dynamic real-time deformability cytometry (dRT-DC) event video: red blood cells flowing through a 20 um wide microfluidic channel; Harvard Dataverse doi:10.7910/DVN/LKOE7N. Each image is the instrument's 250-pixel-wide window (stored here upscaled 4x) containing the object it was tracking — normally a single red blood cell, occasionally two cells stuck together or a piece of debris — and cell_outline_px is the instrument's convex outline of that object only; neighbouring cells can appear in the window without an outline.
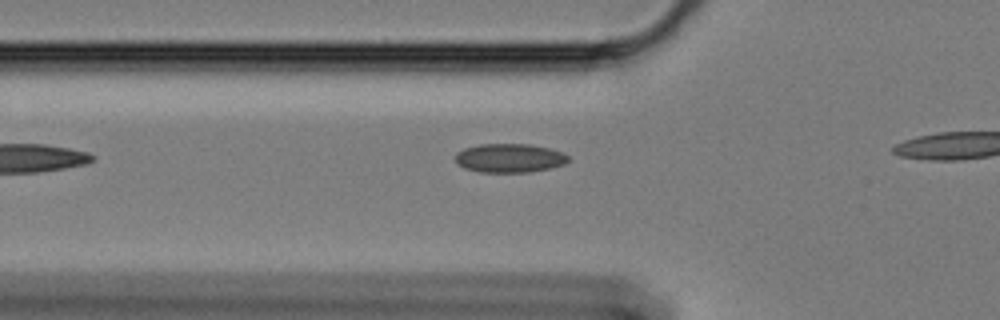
{"species": "Egyptian fruit bat (a non-hibernating species)", "species_latin": "Rousettus aegyptiacus", "temperature_condition": "cold", "stored_images_in_passage": 21, "camera_frame_rate_fps": 3000, "um_per_image_px": 0.085, "animal": {"sex": "female"}, "frame": {"image": 1, "passage_image": 5, "time_ms": 1.333, "image_size_px": [1000, 320], "cell_outline_px": [[568, 160], [564, 164], [548, 168], [528, 172], [480, 172], [464, 168], [456, 160], [456, 152], [464, 148], [480, 144], [532, 144], [564, 152], [568, 156]], "centroid_in_image_um": [43.31, 13.42], "position_along_channel_um": 82.5, "area_um2": 18.9}}
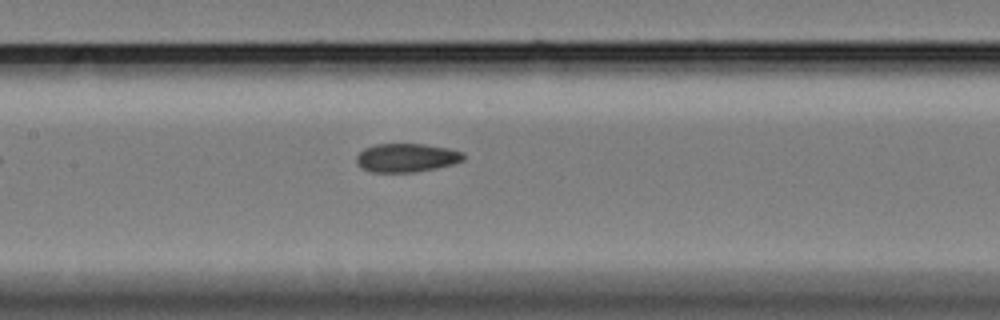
{"frame": {"image": 2, "passage_image": 13, "time_ms": 4.0, "image_size_px": [1000, 320], "cell_outline_px": [[464, 160], [452, 164], [436, 168], [416, 172], [372, 172], [364, 168], [356, 160], [356, 156], [364, 148], [376, 144], [424, 144], [448, 148], [464, 152]], "centroid_in_image_um": [34.58, 13.4], "position_along_channel_um": 172.8, "area_um2": 17.74}}
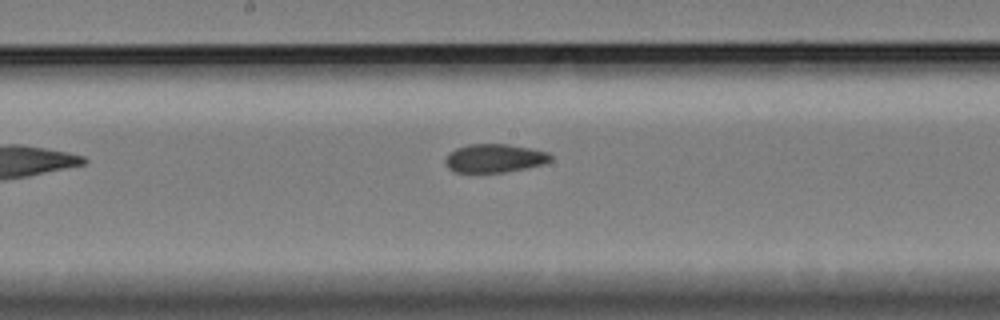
{"frame": {"image": 3, "passage_image": 16, "time_ms": 5.0, "image_size_px": [1000, 320], "cell_outline_px": [[552, 160], [544, 164], [504, 172], [452, 172], [444, 164], [444, 160], [456, 148], [468, 144], [508, 144], [548, 152], [552, 156]], "centroid_in_image_um": [42.02, 13.45], "position_along_channel_um": 206.2, "area_um2": 17.4}}